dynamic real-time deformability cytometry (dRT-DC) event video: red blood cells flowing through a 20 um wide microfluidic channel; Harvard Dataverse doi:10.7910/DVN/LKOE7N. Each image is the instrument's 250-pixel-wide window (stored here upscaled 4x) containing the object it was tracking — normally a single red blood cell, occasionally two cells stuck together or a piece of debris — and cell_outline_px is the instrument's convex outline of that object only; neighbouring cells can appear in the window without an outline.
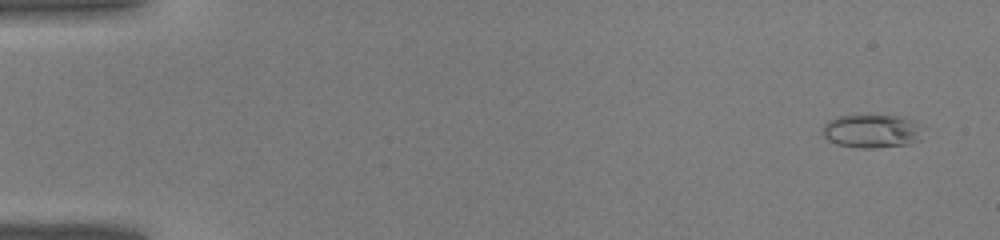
{"species": "common noctule bat (a hibernating species)", "species_latin": "Nyctalus noctula", "temperature_condition": "warm", "stored_images_in_passage": 41, "camera_frame_rate_fps": 3000, "um_per_image_px": 0.085, "animal": {"sex": "male", "body_mass_g": 19.0, "forearm_length_mm": 50.8}, "frame": {"image": 1, "passage_image": 1, "time_ms": 0.0, "image_size_px": [1000, 240], "cell_outline_px": [[924, 128], [920, 140], [908, 144], [876, 148], [856, 148], [836, 144], [828, 140], [820, 132], [820, 128], [828, 120], [840, 116], [896, 116], [920, 124]], "centroid_in_image_um": [74.07, 11.17], "position_along_channel_um": 10.9, "area_um2": 19.71}}
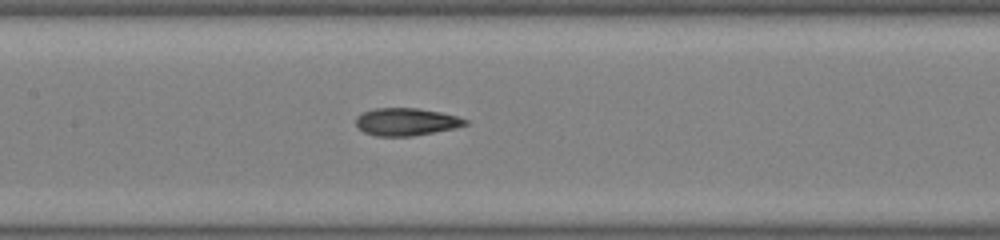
{"frame": {"image": 2, "passage_image": 20, "time_ms": 6.333, "image_size_px": [1000, 240], "cell_outline_px": [[468, 124], [452, 128], [412, 136], [376, 136], [364, 132], [356, 124], [356, 116], [360, 112], [372, 108], [416, 108], [440, 112], [456, 116], [468, 120]], "centroid_in_image_um": [34.47, 10.34], "position_along_channel_um": 172.9, "area_um2": 17.46}}
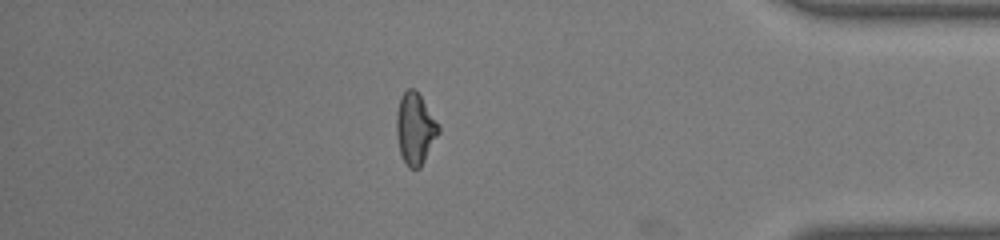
{"frame": {"image": 3, "passage_image": 36, "time_ms": 11.667, "image_size_px": [1000, 240], "cell_outline_px": [[440, 132], [420, 168], [408, 168], [400, 152], [396, 132], [396, 112], [400, 96], [408, 88], [412, 88], [420, 96], [440, 124]], "centroid_in_image_um": [35.29, 10.93], "position_along_channel_um": 399.9, "area_um2": 17.51}}